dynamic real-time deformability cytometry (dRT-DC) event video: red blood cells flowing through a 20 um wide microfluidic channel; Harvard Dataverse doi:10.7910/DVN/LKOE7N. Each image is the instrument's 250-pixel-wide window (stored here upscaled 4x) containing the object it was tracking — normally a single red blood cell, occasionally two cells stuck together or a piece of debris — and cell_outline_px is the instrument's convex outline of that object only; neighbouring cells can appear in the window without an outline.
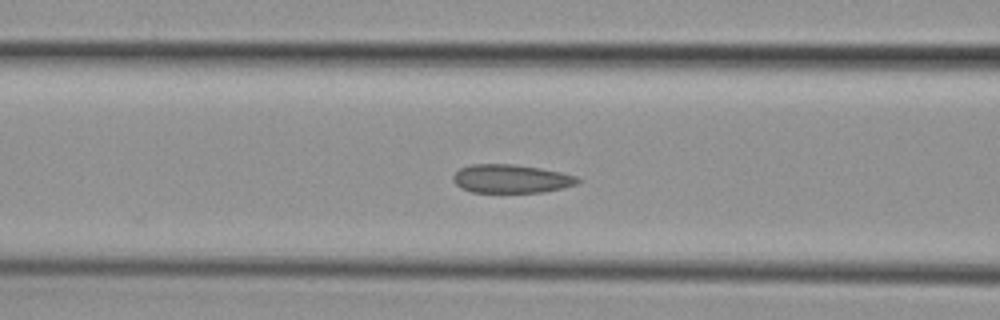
{"species": "common noctule bat (a hibernating species)", "species_latin": "Nyctalus noctula", "temperature_condition": "cold", "stored_images_in_passage": 5, "camera_frame_rate_fps": 3000, "um_per_image_px": 0.085, "animal": {"sex": "female", "body_mass_g": 29.2, "forearm_length_mm": 56.3}, "frame": {"image": 1, "passage_image": 5, "time_ms": 4.667, "image_size_px": [1000, 320], "cell_outline_px": [[580, 180], [576, 184], [564, 188], [544, 192], [472, 192], [460, 188], [452, 180], [452, 176], [460, 168], [472, 164], [512, 164], [540, 168], [560, 172], [576, 176]], "centroid_in_image_um": [43.42, 15.19], "position_along_channel_um": 123.2, "area_um2": 20.69}}